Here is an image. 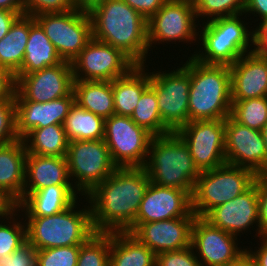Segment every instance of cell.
Returning <instances> with one entry per match:
<instances>
[{
  "label": "cell",
  "mask_w": 267,
  "mask_h": 266,
  "mask_svg": "<svg viewBox=\"0 0 267 266\" xmlns=\"http://www.w3.org/2000/svg\"><path fill=\"white\" fill-rule=\"evenodd\" d=\"M150 184L144 167L117 168L87 195L95 232H125L135 221Z\"/></svg>",
  "instance_id": "cell-1"
},
{
  "label": "cell",
  "mask_w": 267,
  "mask_h": 266,
  "mask_svg": "<svg viewBox=\"0 0 267 266\" xmlns=\"http://www.w3.org/2000/svg\"><path fill=\"white\" fill-rule=\"evenodd\" d=\"M92 38L120 49L136 65L148 56L147 20L123 0H102L89 12Z\"/></svg>",
  "instance_id": "cell-2"
},
{
  "label": "cell",
  "mask_w": 267,
  "mask_h": 266,
  "mask_svg": "<svg viewBox=\"0 0 267 266\" xmlns=\"http://www.w3.org/2000/svg\"><path fill=\"white\" fill-rule=\"evenodd\" d=\"M182 67L190 74L189 122L231 115V75L227 65L204 64L192 56Z\"/></svg>",
  "instance_id": "cell-3"
},
{
  "label": "cell",
  "mask_w": 267,
  "mask_h": 266,
  "mask_svg": "<svg viewBox=\"0 0 267 266\" xmlns=\"http://www.w3.org/2000/svg\"><path fill=\"white\" fill-rule=\"evenodd\" d=\"M144 169L150 182L185 190L191 196L201 173L188 146L175 132L151 139Z\"/></svg>",
  "instance_id": "cell-4"
},
{
  "label": "cell",
  "mask_w": 267,
  "mask_h": 266,
  "mask_svg": "<svg viewBox=\"0 0 267 266\" xmlns=\"http://www.w3.org/2000/svg\"><path fill=\"white\" fill-rule=\"evenodd\" d=\"M242 15L202 22L203 27L198 28V43L202 47L192 57L204 64L231 66L244 54L252 52L253 31L248 30V22L243 21Z\"/></svg>",
  "instance_id": "cell-5"
},
{
  "label": "cell",
  "mask_w": 267,
  "mask_h": 266,
  "mask_svg": "<svg viewBox=\"0 0 267 266\" xmlns=\"http://www.w3.org/2000/svg\"><path fill=\"white\" fill-rule=\"evenodd\" d=\"M77 202L51 216L26 217L27 241L37 250L85 243L96 232L89 204L77 210Z\"/></svg>",
  "instance_id": "cell-6"
},
{
  "label": "cell",
  "mask_w": 267,
  "mask_h": 266,
  "mask_svg": "<svg viewBox=\"0 0 267 266\" xmlns=\"http://www.w3.org/2000/svg\"><path fill=\"white\" fill-rule=\"evenodd\" d=\"M255 177L252 170L228 163L202 171L191 196L192 211L197 217H204L211 209L247 191Z\"/></svg>",
  "instance_id": "cell-7"
},
{
  "label": "cell",
  "mask_w": 267,
  "mask_h": 266,
  "mask_svg": "<svg viewBox=\"0 0 267 266\" xmlns=\"http://www.w3.org/2000/svg\"><path fill=\"white\" fill-rule=\"evenodd\" d=\"M66 159L70 181L79 196L87 195L118 168L103 139L70 141Z\"/></svg>",
  "instance_id": "cell-8"
},
{
  "label": "cell",
  "mask_w": 267,
  "mask_h": 266,
  "mask_svg": "<svg viewBox=\"0 0 267 266\" xmlns=\"http://www.w3.org/2000/svg\"><path fill=\"white\" fill-rule=\"evenodd\" d=\"M153 137L130 117L113 114L105 119L103 140L118 168L144 167Z\"/></svg>",
  "instance_id": "cell-9"
},
{
  "label": "cell",
  "mask_w": 267,
  "mask_h": 266,
  "mask_svg": "<svg viewBox=\"0 0 267 266\" xmlns=\"http://www.w3.org/2000/svg\"><path fill=\"white\" fill-rule=\"evenodd\" d=\"M63 61L72 62L92 39L89 13L74 9L34 16Z\"/></svg>",
  "instance_id": "cell-10"
},
{
  "label": "cell",
  "mask_w": 267,
  "mask_h": 266,
  "mask_svg": "<svg viewBox=\"0 0 267 266\" xmlns=\"http://www.w3.org/2000/svg\"><path fill=\"white\" fill-rule=\"evenodd\" d=\"M167 71L149 72V83L155 90L164 125L176 132L189 122L190 74L182 66Z\"/></svg>",
  "instance_id": "cell-11"
},
{
  "label": "cell",
  "mask_w": 267,
  "mask_h": 266,
  "mask_svg": "<svg viewBox=\"0 0 267 266\" xmlns=\"http://www.w3.org/2000/svg\"><path fill=\"white\" fill-rule=\"evenodd\" d=\"M196 21L192 0H167L147 21L149 49L178 40V43H195L199 34Z\"/></svg>",
  "instance_id": "cell-12"
},
{
  "label": "cell",
  "mask_w": 267,
  "mask_h": 266,
  "mask_svg": "<svg viewBox=\"0 0 267 266\" xmlns=\"http://www.w3.org/2000/svg\"><path fill=\"white\" fill-rule=\"evenodd\" d=\"M71 65L73 80L111 82L136 64L120 49L92 38Z\"/></svg>",
  "instance_id": "cell-13"
},
{
  "label": "cell",
  "mask_w": 267,
  "mask_h": 266,
  "mask_svg": "<svg viewBox=\"0 0 267 266\" xmlns=\"http://www.w3.org/2000/svg\"><path fill=\"white\" fill-rule=\"evenodd\" d=\"M175 133L188 146L200 172L226 163L225 119L191 121Z\"/></svg>",
  "instance_id": "cell-14"
},
{
  "label": "cell",
  "mask_w": 267,
  "mask_h": 266,
  "mask_svg": "<svg viewBox=\"0 0 267 266\" xmlns=\"http://www.w3.org/2000/svg\"><path fill=\"white\" fill-rule=\"evenodd\" d=\"M14 75V101L44 103L68 96L73 91L72 65L67 61L29 74Z\"/></svg>",
  "instance_id": "cell-15"
},
{
  "label": "cell",
  "mask_w": 267,
  "mask_h": 266,
  "mask_svg": "<svg viewBox=\"0 0 267 266\" xmlns=\"http://www.w3.org/2000/svg\"><path fill=\"white\" fill-rule=\"evenodd\" d=\"M226 163L266 174V148L262 132L246 127L231 115L225 119Z\"/></svg>",
  "instance_id": "cell-16"
},
{
  "label": "cell",
  "mask_w": 267,
  "mask_h": 266,
  "mask_svg": "<svg viewBox=\"0 0 267 266\" xmlns=\"http://www.w3.org/2000/svg\"><path fill=\"white\" fill-rule=\"evenodd\" d=\"M238 244L235 235L196 216L191 231V247L201 266H227L246 250Z\"/></svg>",
  "instance_id": "cell-17"
},
{
  "label": "cell",
  "mask_w": 267,
  "mask_h": 266,
  "mask_svg": "<svg viewBox=\"0 0 267 266\" xmlns=\"http://www.w3.org/2000/svg\"><path fill=\"white\" fill-rule=\"evenodd\" d=\"M195 218L196 215L191 211L187 216L175 219L133 223L125 232L133 235L157 255L190 247Z\"/></svg>",
  "instance_id": "cell-18"
},
{
  "label": "cell",
  "mask_w": 267,
  "mask_h": 266,
  "mask_svg": "<svg viewBox=\"0 0 267 266\" xmlns=\"http://www.w3.org/2000/svg\"><path fill=\"white\" fill-rule=\"evenodd\" d=\"M210 224L229 234L245 233L246 230L256 225V236L259 237V212L258 193L254 183L243 194L211 209L204 217Z\"/></svg>",
  "instance_id": "cell-19"
},
{
  "label": "cell",
  "mask_w": 267,
  "mask_h": 266,
  "mask_svg": "<svg viewBox=\"0 0 267 266\" xmlns=\"http://www.w3.org/2000/svg\"><path fill=\"white\" fill-rule=\"evenodd\" d=\"M191 211L192 197L187 191L150 182L134 223L175 219Z\"/></svg>",
  "instance_id": "cell-20"
},
{
  "label": "cell",
  "mask_w": 267,
  "mask_h": 266,
  "mask_svg": "<svg viewBox=\"0 0 267 266\" xmlns=\"http://www.w3.org/2000/svg\"><path fill=\"white\" fill-rule=\"evenodd\" d=\"M16 134L23 139L31 130L53 124L63 125L70 108L75 103L73 91L65 97L44 103L14 101Z\"/></svg>",
  "instance_id": "cell-21"
},
{
  "label": "cell",
  "mask_w": 267,
  "mask_h": 266,
  "mask_svg": "<svg viewBox=\"0 0 267 266\" xmlns=\"http://www.w3.org/2000/svg\"><path fill=\"white\" fill-rule=\"evenodd\" d=\"M230 67L232 100L267 96V59L253 52L244 54Z\"/></svg>",
  "instance_id": "cell-22"
},
{
  "label": "cell",
  "mask_w": 267,
  "mask_h": 266,
  "mask_svg": "<svg viewBox=\"0 0 267 266\" xmlns=\"http://www.w3.org/2000/svg\"><path fill=\"white\" fill-rule=\"evenodd\" d=\"M51 185H72L66 157L27 154L24 193Z\"/></svg>",
  "instance_id": "cell-23"
},
{
  "label": "cell",
  "mask_w": 267,
  "mask_h": 266,
  "mask_svg": "<svg viewBox=\"0 0 267 266\" xmlns=\"http://www.w3.org/2000/svg\"><path fill=\"white\" fill-rule=\"evenodd\" d=\"M77 194L73 185H51L32 193H23L19 211L24 212V217L51 216L70 207L79 199Z\"/></svg>",
  "instance_id": "cell-24"
},
{
  "label": "cell",
  "mask_w": 267,
  "mask_h": 266,
  "mask_svg": "<svg viewBox=\"0 0 267 266\" xmlns=\"http://www.w3.org/2000/svg\"><path fill=\"white\" fill-rule=\"evenodd\" d=\"M27 150L23 139L0 145V187L18 202L23 198Z\"/></svg>",
  "instance_id": "cell-25"
},
{
  "label": "cell",
  "mask_w": 267,
  "mask_h": 266,
  "mask_svg": "<svg viewBox=\"0 0 267 266\" xmlns=\"http://www.w3.org/2000/svg\"><path fill=\"white\" fill-rule=\"evenodd\" d=\"M146 65V66H145ZM135 65L126 75L111 81L115 114L131 117L137 103L150 85L148 65Z\"/></svg>",
  "instance_id": "cell-26"
},
{
  "label": "cell",
  "mask_w": 267,
  "mask_h": 266,
  "mask_svg": "<svg viewBox=\"0 0 267 266\" xmlns=\"http://www.w3.org/2000/svg\"><path fill=\"white\" fill-rule=\"evenodd\" d=\"M63 62L44 30L30 16V34L21 68L15 74H29Z\"/></svg>",
  "instance_id": "cell-27"
},
{
  "label": "cell",
  "mask_w": 267,
  "mask_h": 266,
  "mask_svg": "<svg viewBox=\"0 0 267 266\" xmlns=\"http://www.w3.org/2000/svg\"><path fill=\"white\" fill-rule=\"evenodd\" d=\"M109 266H156V254L128 232H110Z\"/></svg>",
  "instance_id": "cell-28"
},
{
  "label": "cell",
  "mask_w": 267,
  "mask_h": 266,
  "mask_svg": "<svg viewBox=\"0 0 267 266\" xmlns=\"http://www.w3.org/2000/svg\"><path fill=\"white\" fill-rule=\"evenodd\" d=\"M75 103L104 119L115 114L112 84L110 81H73Z\"/></svg>",
  "instance_id": "cell-29"
},
{
  "label": "cell",
  "mask_w": 267,
  "mask_h": 266,
  "mask_svg": "<svg viewBox=\"0 0 267 266\" xmlns=\"http://www.w3.org/2000/svg\"><path fill=\"white\" fill-rule=\"evenodd\" d=\"M30 34V15H20L0 40V66L15 74L22 66Z\"/></svg>",
  "instance_id": "cell-30"
},
{
  "label": "cell",
  "mask_w": 267,
  "mask_h": 266,
  "mask_svg": "<svg viewBox=\"0 0 267 266\" xmlns=\"http://www.w3.org/2000/svg\"><path fill=\"white\" fill-rule=\"evenodd\" d=\"M23 141L27 154L66 157L69 140L63 125L53 124L31 130Z\"/></svg>",
  "instance_id": "cell-31"
},
{
  "label": "cell",
  "mask_w": 267,
  "mask_h": 266,
  "mask_svg": "<svg viewBox=\"0 0 267 266\" xmlns=\"http://www.w3.org/2000/svg\"><path fill=\"white\" fill-rule=\"evenodd\" d=\"M63 127L69 141L100 140L104 138L105 119L74 103Z\"/></svg>",
  "instance_id": "cell-32"
},
{
  "label": "cell",
  "mask_w": 267,
  "mask_h": 266,
  "mask_svg": "<svg viewBox=\"0 0 267 266\" xmlns=\"http://www.w3.org/2000/svg\"><path fill=\"white\" fill-rule=\"evenodd\" d=\"M130 118L154 137L172 133L162 121L156 93L150 85L142 93Z\"/></svg>",
  "instance_id": "cell-33"
},
{
  "label": "cell",
  "mask_w": 267,
  "mask_h": 266,
  "mask_svg": "<svg viewBox=\"0 0 267 266\" xmlns=\"http://www.w3.org/2000/svg\"><path fill=\"white\" fill-rule=\"evenodd\" d=\"M231 116L240 124L261 131L267 122V96L232 100Z\"/></svg>",
  "instance_id": "cell-34"
},
{
  "label": "cell",
  "mask_w": 267,
  "mask_h": 266,
  "mask_svg": "<svg viewBox=\"0 0 267 266\" xmlns=\"http://www.w3.org/2000/svg\"><path fill=\"white\" fill-rule=\"evenodd\" d=\"M110 232H96L80 245L77 266H109Z\"/></svg>",
  "instance_id": "cell-35"
},
{
  "label": "cell",
  "mask_w": 267,
  "mask_h": 266,
  "mask_svg": "<svg viewBox=\"0 0 267 266\" xmlns=\"http://www.w3.org/2000/svg\"><path fill=\"white\" fill-rule=\"evenodd\" d=\"M197 20L210 21L216 18L244 14L245 0H192ZM209 18V19H208Z\"/></svg>",
  "instance_id": "cell-36"
},
{
  "label": "cell",
  "mask_w": 267,
  "mask_h": 266,
  "mask_svg": "<svg viewBox=\"0 0 267 266\" xmlns=\"http://www.w3.org/2000/svg\"><path fill=\"white\" fill-rule=\"evenodd\" d=\"M19 213L20 211L18 210L17 214L14 213L11 216L1 219L0 258L12 254L16 249H18L27 241L26 220L22 223L20 222V220L16 221L15 219V216L17 217L18 215L17 220L21 216L19 215ZM2 220H5V222H3Z\"/></svg>",
  "instance_id": "cell-37"
},
{
  "label": "cell",
  "mask_w": 267,
  "mask_h": 266,
  "mask_svg": "<svg viewBox=\"0 0 267 266\" xmlns=\"http://www.w3.org/2000/svg\"><path fill=\"white\" fill-rule=\"evenodd\" d=\"M80 245L37 250V266H77Z\"/></svg>",
  "instance_id": "cell-38"
},
{
  "label": "cell",
  "mask_w": 267,
  "mask_h": 266,
  "mask_svg": "<svg viewBox=\"0 0 267 266\" xmlns=\"http://www.w3.org/2000/svg\"><path fill=\"white\" fill-rule=\"evenodd\" d=\"M14 98L0 101V145L18 140Z\"/></svg>",
  "instance_id": "cell-39"
},
{
  "label": "cell",
  "mask_w": 267,
  "mask_h": 266,
  "mask_svg": "<svg viewBox=\"0 0 267 266\" xmlns=\"http://www.w3.org/2000/svg\"><path fill=\"white\" fill-rule=\"evenodd\" d=\"M26 15L62 13L74 10L73 0H23Z\"/></svg>",
  "instance_id": "cell-40"
},
{
  "label": "cell",
  "mask_w": 267,
  "mask_h": 266,
  "mask_svg": "<svg viewBox=\"0 0 267 266\" xmlns=\"http://www.w3.org/2000/svg\"><path fill=\"white\" fill-rule=\"evenodd\" d=\"M156 266H201L193 248L162 252L156 255Z\"/></svg>",
  "instance_id": "cell-41"
},
{
  "label": "cell",
  "mask_w": 267,
  "mask_h": 266,
  "mask_svg": "<svg viewBox=\"0 0 267 266\" xmlns=\"http://www.w3.org/2000/svg\"><path fill=\"white\" fill-rule=\"evenodd\" d=\"M0 266H37V249L26 241L12 254L0 258Z\"/></svg>",
  "instance_id": "cell-42"
},
{
  "label": "cell",
  "mask_w": 267,
  "mask_h": 266,
  "mask_svg": "<svg viewBox=\"0 0 267 266\" xmlns=\"http://www.w3.org/2000/svg\"><path fill=\"white\" fill-rule=\"evenodd\" d=\"M254 183L258 193L259 238H267V174H256Z\"/></svg>",
  "instance_id": "cell-43"
},
{
  "label": "cell",
  "mask_w": 267,
  "mask_h": 266,
  "mask_svg": "<svg viewBox=\"0 0 267 266\" xmlns=\"http://www.w3.org/2000/svg\"><path fill=\"white\" fill-rule=\"evenodd\" d=\"M147 21L166 3L167 0H123Z\"/></svg>",
  "instance_id": "cell-44"
},
{
  "label": "cell",
  "mask_w": 267,
  "mask_h": 266,
  "mask_svg": "<svg viewBox=\"0 0 267 266\" xmlns=\"http://www.w3.org/2000/svg\"><path fill=\"white\" fill-rule=\"evenodd\" d=\"M16 92L15 75L7 68L0 66V101L14 98Z\"/></svg>",
  "instance_id": "cell-45"
},
{
  "label": "cell",
  "mask_w": 267,
  "mask_h": 266,
  "mask_svg": "<svg viewBox=\"0 0 267 266\" xmlns=\"http://www.w3.org/2000/svg\"><path fill=\"white\" fill-rule=\"evenodd\" d=\"M252 52L259 57L267 58V20L259 23L253 30Z\"/></svg>",
  "instance_id": "cell-46"
},
{
  "label": "cell",
  "mask_w": 267,
  "mask_h": 266,
  "mask_svg": "<svg viewBox=\"0 0 267 266\" xmlns=\"http://www.w3.org/2000/svg\"><path fill=\"white\" fill-rule=\"evenodd\" d=\"M19 210V202L4 188L0 187V217L6 218Z\"/></svg>",
  "instance_id": "cell-47"
},
{
  "label": "cell",
  "mask_w": 267,
  "mask_h": 266,
  "mask_svg": "<svg viewBox=\"0 0 267 266\" xmlns=\"http://www.w3.org/2000/svg\"><path fill=\"white\" fill-rule=\"evenodd\" d=\"M244 14L258 16L260 22L267 20V0H245ZM258 14V15H257Z\"/></svg>",
  "instance_id": "cell-48"
},
{
  "label": "cell",
  "mask_w": 267,
  "mask_h": 266,
  "mask_svg": "<svg viewBox=\"0 0 267 266\" xmlns=\"http://www.w3.org/2000/svg\"><path fill=\"white\" fill-rule=\"evenodd\" d=\"M20 16L17 12L0 9V40L9 32L12 24Z\"/></svg>",
  "instance_id": "cell-49"
},
{
  "label": "cell",
  "mask_w": 267,
  "mask_h": 266,
  "mask_svg": "<svg viewBox=\"0 0 267 266\" xmlns=\"http://www.w3.org/2000/svg\"><path fill=\"white\" fill-rule=\"evenodd\" d=\"M261 246L252 251L250 248H246L248 253L252 256L256 266H267V238L260 237Z\"/></svg>",
  "instance_id": "cell-50"
},
{
  "label": "cell",
  "mask_w": 267,
  "mask_h": 266,
  "mask_svg": "<svg viewBox=\"0 0 267 266\" xmlns=\"http://www.w3.org/2000/svg\"><path fill=\"white\" fill-rule=\"evenodd\" d=\"M0 9L25 14L23 0H0Z\"/></svg>",
  "instance_id": "cell-51"
},
{
  "label": "cell",
  "mask_w": 267,
  "mask_h": 266,
  "mask_svg": "<svg viewBox=\"0 0 267 266\" xmlns=\"http://www.w3.org/2000/svg\"><path fill=\"white\" fill-rule=\"evenodd\" d=\"M227 266H256L252 256L245 250L235 260L231 261Z\"/></svg>",
  "instance_id": "cell-52"
},
{
  "label": "cell",
  "mask_w": 267,
  "mask_h": 266,
  "mask_svg": "<svg viewBox=\"0 0 267 266\" xmlns=\"http://www.w3.org/2000/svg\"><path fill=\"white\" fill-rule=\"evenodd\" d=\"M102 0H73L75 9L89 12L93 7L97 6Z\"/></svg>",
  "instance_id": "cell-53"
},
{
  "label": "cell",
  "mask_w": 267,
  "mask_h": 266,
  "mask_svg": "<svg viewBox=\"0 0 267 266\" xmlns=\"http://www.w3.org/2000/svg\"><path fill=\"white\" fill-rule=\"evenodd\" d=\"M261 132H262V136H263L265 148H266V174H267V122L263 126Z\"/></svg>",
  "instance_id": "cell-54"
}]
</instances>
